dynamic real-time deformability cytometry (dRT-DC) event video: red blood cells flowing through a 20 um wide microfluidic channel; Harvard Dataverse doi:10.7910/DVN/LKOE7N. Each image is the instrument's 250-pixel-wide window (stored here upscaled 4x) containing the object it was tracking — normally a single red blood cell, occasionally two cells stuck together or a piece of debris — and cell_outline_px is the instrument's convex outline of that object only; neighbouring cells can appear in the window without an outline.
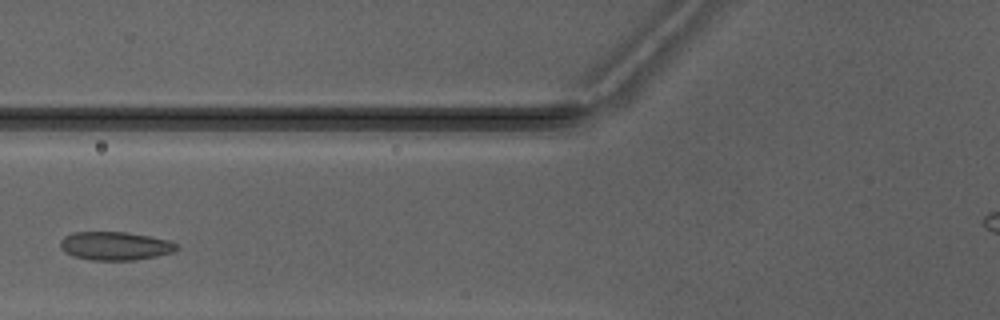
{"species": "Egyptian fruit bat (a non-hibernating species)", "species_latin": "Rousettus aegyptiacus", "temperature_condition": "warm", "stored_images_in_passage": 4, "camera_frame_rate_fps": 3000, "um_per_image_px": 0.085, "animal": {"sex": "male"}, "frame": {"image": 1, "passage_image": 3, "time_ms": 2.333, "image_size_px": [1000, 320], "cell_outline_px": [[180, 248], [172, 252], [156, 256], [136, 260], [92, 260], [76, 256], [64, 252], [60, 248], [60, 240], [64, 236], [72, 232], [128, 232], [172, 240], [180, 244]], "centroid_in_image_um": [9.84, 20.89], "position_along_channel_um": 116.0, "area_um2": 19.54}}
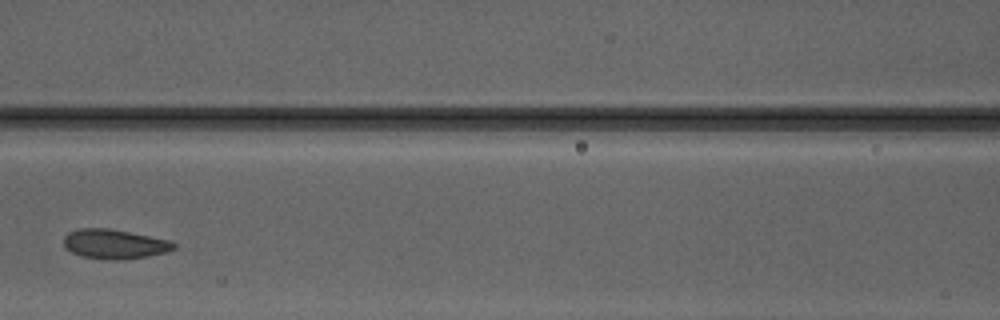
{"frame": {"image": 2, "passage_image": 4, "time_ms": 3.333, "image_size_px": [1000, 320], "cell_outline_px": [[176, 248], [164, 252], [148, 256], [116, 260], [104, 260], [80, 256], [72, 252], [64, 244], [64, 236], [68, 232], [80, 228], [108, 228], [168, 240], [176, 244]], "centroid_in_image_um": [9.69, 20.75], "position_along_channel_um": 156.9, "area_um2": 18.73}}